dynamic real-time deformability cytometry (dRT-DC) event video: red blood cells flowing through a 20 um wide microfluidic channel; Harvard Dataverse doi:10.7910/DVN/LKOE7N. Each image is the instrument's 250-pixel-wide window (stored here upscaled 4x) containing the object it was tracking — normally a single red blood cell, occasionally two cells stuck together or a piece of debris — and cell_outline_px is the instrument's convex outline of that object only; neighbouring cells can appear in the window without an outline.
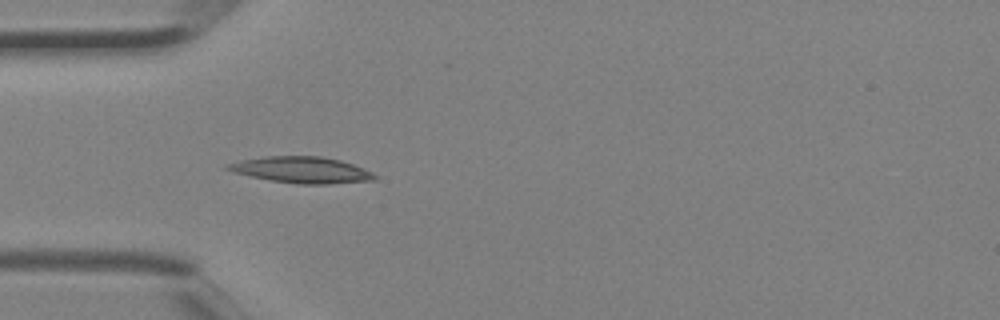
{"species": "Egyptian fruit bat (a non-hibernating species)", "species_latin": "Rousettus aegyptiacus", "temperature_condition": "room temperature", "stored_images_in_passage": 3, "camera_frame_rate_fps": 3000, "um_per_image_px": 0.085, "animal": {"sex": "female"}, "frame": {"image": 1, "passage_image": 3, "time_ms": 0.667, "image_size_px": [1000, 320], "cell_outline_px": [[376, 180], [328, 184], [296, 184], [272, 180], [232, 172], [224, 168], [224, 164], [240, 160], [264, 156], [320, 156], [340, 160], [364, 168], [372, 172], [376, 176]], "centroid_in_image_um": [25.61, 14.44], "position_along_channel_um": 59.4, "area_um2": 22.54}}